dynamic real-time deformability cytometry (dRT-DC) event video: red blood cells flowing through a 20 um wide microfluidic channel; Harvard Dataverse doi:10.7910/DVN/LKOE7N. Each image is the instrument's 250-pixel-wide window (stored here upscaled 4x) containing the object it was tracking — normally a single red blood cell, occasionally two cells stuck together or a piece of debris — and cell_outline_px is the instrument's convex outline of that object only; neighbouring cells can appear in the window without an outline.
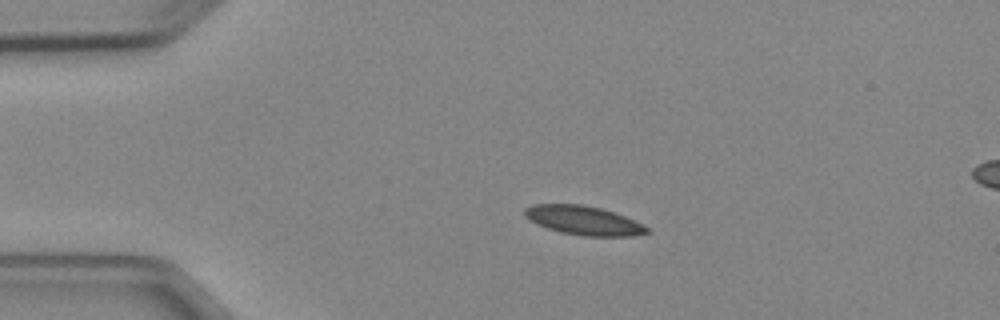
{"species": "Egyptian fruit bat (a non-hibernating species)", "species_latin": "Rousettus aegyptiacus", "temperature_condition": "cold", "stored_images_in_passage": 5, "camera_frame_rate_fps": 3000, "um_per_image_px": 0.085, "animal": {"sex": "female"}, "frame": {"image": 1, "passage_image": 3, "time_ms": 2.333, "image_size_px": [1000, 320], "cell_outline_px": [[652, 232], [632, 236], [584, 236], [560, 232], [536, 224], [524, 216], [524, 208], [532, 204], [584, 204], [600, 208], [624, 216], [648, 228]], "centroid_in_image_um": [49.56, 18.73], "position_along_channel_um": 35.4, "area_um2": 20.58}}